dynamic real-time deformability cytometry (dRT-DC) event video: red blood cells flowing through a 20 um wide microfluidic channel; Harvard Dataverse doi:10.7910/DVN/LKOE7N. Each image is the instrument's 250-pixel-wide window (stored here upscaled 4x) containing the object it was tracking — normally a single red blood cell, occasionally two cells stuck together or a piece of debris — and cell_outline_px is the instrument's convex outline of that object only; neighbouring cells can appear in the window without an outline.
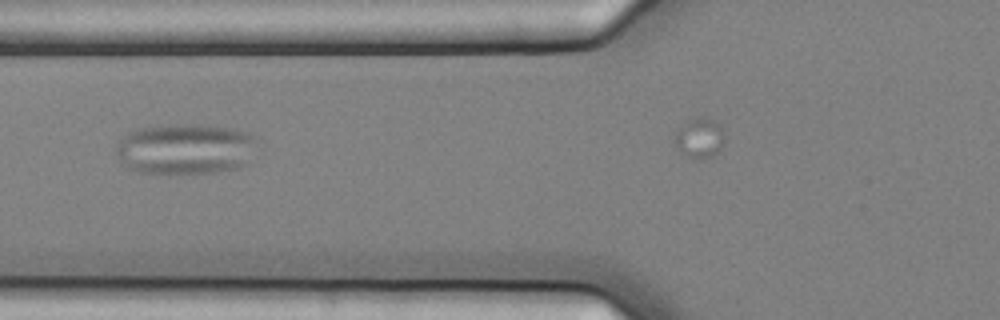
{"species": "common noctule bat (a hibernating species)", "species_latin": "Nyctalus noctula", "temperature_condition": "cold", "stored_images_in_passage": 7, "camera_frame_rate_fps": 3000, "um_per_image_px": 0.085, "animal": {"sex": "female", "body_mass_g": 25.1}, "frame": {"image": 1, "passage_image": 3, "time_ms": 0.667, "image_size_px": [1000, 320], "cell_outline_px": [[256, 140], [244, 164], [240, 168], [212, 172], [140, 172], [128, 168], [120, 164], [116, 152], [116, 148], [120, 140], [128, 132], [140, 128], [180, 124], [196, 124], [228, 128], [244, 132], [252, 136]], "centroid_in_image_um": [15.67, 12.65], "position_along_channel_um": 110.1, "area_um2": 40.81}}